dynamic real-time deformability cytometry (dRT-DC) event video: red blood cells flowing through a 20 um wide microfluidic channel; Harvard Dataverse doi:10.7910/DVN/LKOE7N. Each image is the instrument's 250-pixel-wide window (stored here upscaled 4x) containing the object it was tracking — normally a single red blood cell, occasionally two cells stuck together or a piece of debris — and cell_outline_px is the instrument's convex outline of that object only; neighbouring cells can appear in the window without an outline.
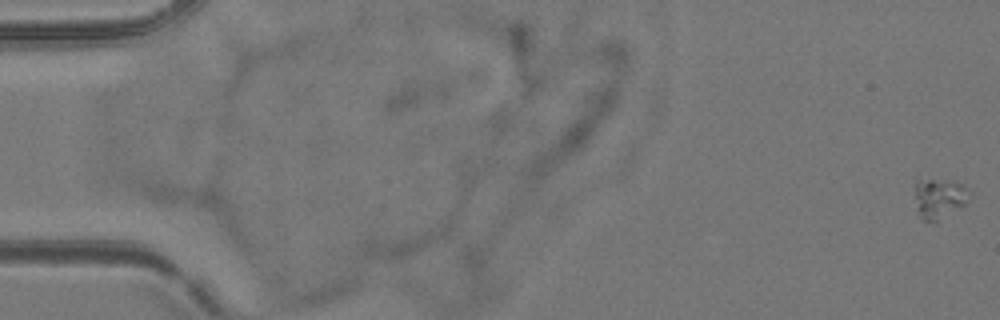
{"species": "common noctule bat (a hibernating species)", "species_latin": "Nyctalus noctula", "temperature_condition": "room temperature", "stored_images_in_passage": 56, "camera_frame_rate_fps": 3000, "um_per_image_px": 0.085, "animal": {"sex": "female", "body_mass_g": 24.6, "forearm_length_mm": 56.2}, "frame": {"image": 1, "passage_image": 1, "time_ms": 0.0, "image_size_px": [1000, 320], "cell_outline_px": [[968, 188], [964, 204], [936, 220], [924, 220], [920, 216], [916, 196], [916, 180], [956, 180]], "centroid_in_image_um": [79.83, 16.79], "position_along_channel_um": 5.2, "area_um2": 11.91}}
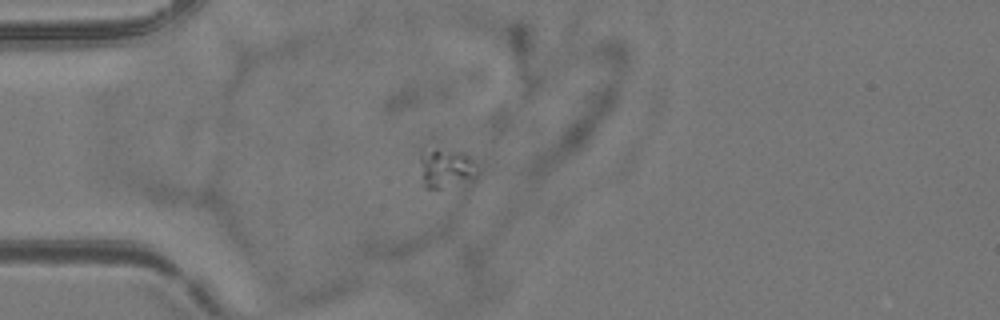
{"frame": {"image": 2, "passage_image": 17, "time_ms": 5.333, "image_size_px": [1000, 320], "cell_outline_px": [[476, 176], [440, 188], [424, 188], [420, 164], [420, 152], [424, 148], [436, 148], [456, 152], [472, 160]], "centroid_in_image_um": [37.77, 14.26], "position_along_channel_um": 47.2, "area_um2": 12.43}}